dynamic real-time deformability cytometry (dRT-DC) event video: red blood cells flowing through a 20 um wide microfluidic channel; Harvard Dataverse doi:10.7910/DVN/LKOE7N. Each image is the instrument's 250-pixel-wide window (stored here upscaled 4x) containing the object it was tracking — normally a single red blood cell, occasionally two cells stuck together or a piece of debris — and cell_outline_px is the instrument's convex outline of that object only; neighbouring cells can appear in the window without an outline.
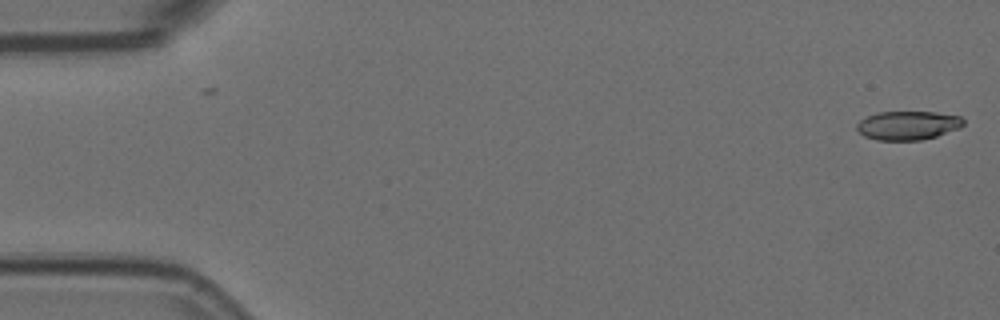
{"species": "Egyptian fruit bat (a non-hibernating species)", "species_latin": "Rousettus aegyptiacus", "temperature_condition": "room temperature", "stored_images_in_passage": 4, "camera_frame_rate_fps": 3000, "um_per_image_px": 0.085, "animal": {"sex": "female"}, "frame": {"image": 1, "passage_image": 1, "time_ms": 0.0, "image_size_px": [1000, 320], "cell_outline_px": [[964, 124], [960, 128], [936, 136], [920, 140], [876, 140], [864, 136], [856, 128], [856, 124], [860, 120], [876, 112], [936, 112], [960, 116], [964, 120]], "centroid_in_image_um": [77.17, 10.65], "position_along_channel_um": 7.8, "area_um2": 17.92}}